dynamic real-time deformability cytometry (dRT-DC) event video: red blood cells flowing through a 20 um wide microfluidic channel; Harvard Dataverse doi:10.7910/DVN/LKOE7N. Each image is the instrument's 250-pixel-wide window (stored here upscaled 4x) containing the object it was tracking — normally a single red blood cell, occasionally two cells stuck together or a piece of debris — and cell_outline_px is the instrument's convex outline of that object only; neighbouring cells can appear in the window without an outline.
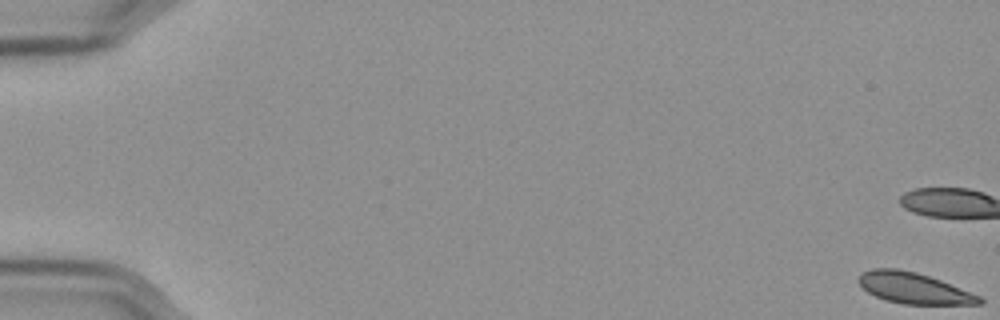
{"species": "Egyptian fruit bat (a non-hibernating species)", "species_latin": "Rousettus aegyptiacus", "temperature_condition": "cold", "stored_images_in_passage": 56, "camera_frame_rate_fps": 3000, "um_per_image_px": 0.085, "frame": {"image": 1, "passage_image": 1, "time_ms": 0.0, "image_size_px": [1000, 320], "cell_outline_px": [[984, 300], [980, 304], [904, 304], [884, 300], [868, 292], [860, 284], [860, 276], [864, 272], [872, 268], [896, 268], [916, 272], [940, 280], [980, 296]], "centroid_in_image_um": [77.68, 24.49], "position_along_channel_um": 7.3, "area_um2": 21.44}}